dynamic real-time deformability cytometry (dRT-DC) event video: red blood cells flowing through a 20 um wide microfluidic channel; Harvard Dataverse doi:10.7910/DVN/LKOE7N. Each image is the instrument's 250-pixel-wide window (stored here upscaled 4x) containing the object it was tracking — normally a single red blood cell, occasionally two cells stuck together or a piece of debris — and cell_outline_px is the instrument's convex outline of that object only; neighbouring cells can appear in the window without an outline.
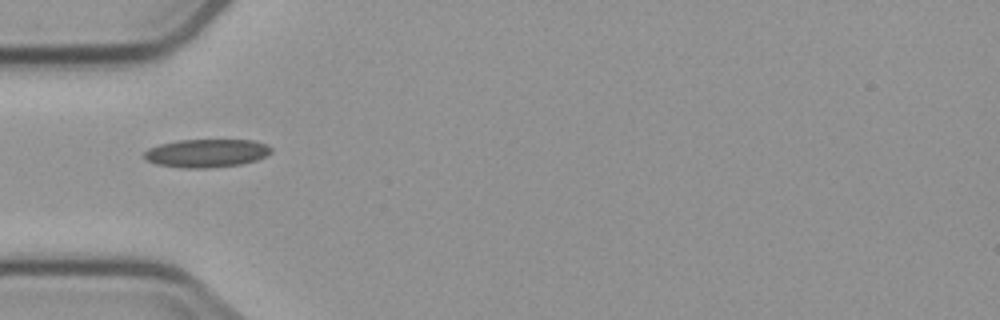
{"species": "common noctule bat (a hibernating species)", "species_latin": "Nyctalus noctula", "temperature_condition": "cold", "stored_images_in_passage": 2, "camera_frame_rate_fps": 3000, "um_per_image_px": 0.085, "animal": {"sex": "male", "body_mass_g": 23.1, "forearm_length_mm": 52.7}, "frame": {"image": 1, "passage_image": 1, "time_ms": 0.0, "image_size_px": [1000, 320], "cell_outline_px": [[272, 152], [256, 160], [240, 164], [208, 168], [184, 168], [156, 164], [144, 160], [144, 152], [148, 148], [160, 144], [176, 140], [252, 140], [268, 144], [272, 148]], "centroid_in_image_um": [17.53, 13.01], "position_along_channel_um": 67.5, "area_um2": 20.98}}
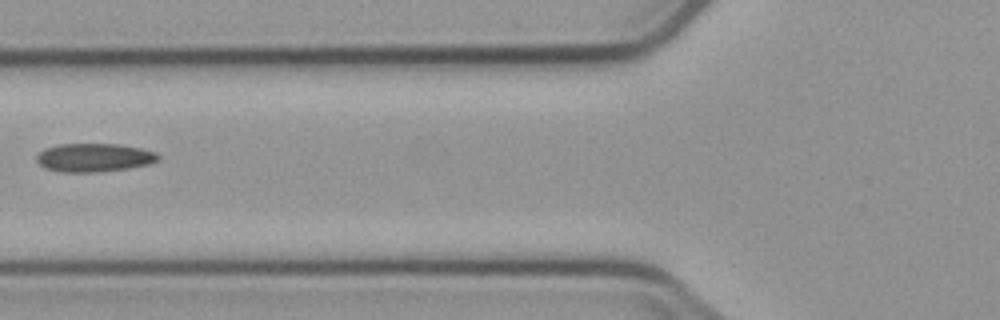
{"frame": {"image": 2, "passage_image": 2, "time_ms": 1.333, "image_size_px": [1000, 320], "cell_outline_px": [[160, 160], [148, 164], [128, 168], [100, 172], [60, 172], [44, 168], [36, 160], [36, 156], [44, 148], [60, 144], [116, 144], [140, 148], [156, 152], [160, 156]], "centroid_in_image_um": [7.99, 13.4], "position_along_channel_um": 117.8, "area_um2": 20.23}}